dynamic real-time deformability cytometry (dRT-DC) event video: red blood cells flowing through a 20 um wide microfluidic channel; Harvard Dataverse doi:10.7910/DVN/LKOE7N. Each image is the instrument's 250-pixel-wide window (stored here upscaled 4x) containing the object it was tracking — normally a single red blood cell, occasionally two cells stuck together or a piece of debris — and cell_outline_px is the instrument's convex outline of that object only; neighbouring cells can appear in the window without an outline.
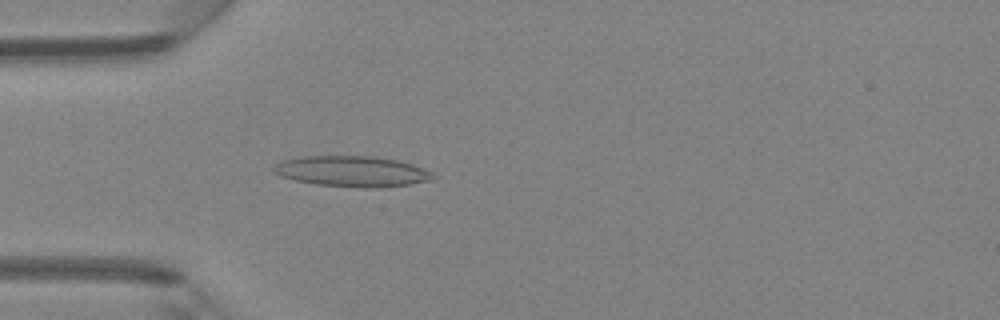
{"species": "Egyptian fruit bat (a non-hibernating species)", "species_latin": "Rousettus aegyptiacus", "temperature_condition": "room temperature", "stored_images_in_passage": 4, "camera_frame_rate_fps": 3000, "um_per_image_px": 0.085, "animal": {"sex": "female"}, "frame": {"image": 1, "passage_image": 4, "time_ms": 4.0, "image_size_px": [1000, 320], "cell_outline_px": [[436, 180], [380, 188], [360, 188], [316, 184], [296, 180], [280, 176], [272, 172], [272, 168], [276, 164], [284, 160], [300, 156], [372, 156], [400, 160], [412, 164], [432, 172], [436, 176]], "centroid_in_image_um": [29.96, 14.57], "position_along_channel_um": 55.0, "area_um2": 28.78}}